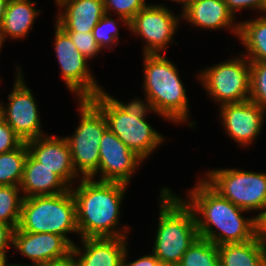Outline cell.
<instances>
[{
  "mask_svg": "<svg viewBox=\"0 0 266 266\" xmlns=\"http://www.w3.org/2000/svg\"><path fill=\"white\" fill-rule=\"evenodd\" d=\"M187 193L182 199L194 212L199 237L220 246L250 241L260 233L256 216L244 217L249 211L222 197L203 178Z\"/></svg>",
  "mask_w": 266,
  "mask_h": 266,
  "instance_id": "obj_1",
  "label": "cell"
},
{
  "mask_svg": "<svg viewBox=\"0 0 266 266\" xmlns=\"http://www.w3.org/2000/svg\"><path fill=\"white\" fill-rule=\"evenodd\" d=\"M128 185L121 182L80 178L71 193L76 204V221L81 238L128 237L129 227L120 230L121 203ZM119 229V230H118Z\"/></svg>",
  "mask_w": 266,
  "mask_h": 266,
  "instance_id": "obj_2",
  "label": "cell"
},
{
  "mask_svg": "<svg viewBox=\"0 0 266 266\" xmlns=\"http://www.w3.org/2000/svg\"><path fill=\"white\" fill-rule=\"evenodd\" d=\"M158 228L152 253L162 264L177 266L199 237L193 210L169 188L160 192Z\"/></svg>",
  "mask_w": 266,
  "mask_h": 266,
  "instance_id": "obj_3",
  "label": "cell"
},
{
  "mask_svg": "<svg viewBox=\"0 0 266 266\" xmlns=\"http://www.w3.org/2000/svg\"><path fill=\"white\" fill-rule=\"evenodd\" d=\"M142 88L156 113L177 124L189 121V101L177 66L164 54H143Z\"/></svg>",
  "mask_w": 266,
  "mask_h": 266,
  "instance_id": "obj_4",
  "label": "cell"
},
{
  "mask_svg": "<svg viewBox=\"0 0 266 266\" xmlns=\"http://www.w3.org/2000/svg\"><path fill=\"white\" fill-rule=\"evenodd\" d=\"M18 228L31 233L63 236L72 246L68 233L79 235L76 204L71 190L55 195L23 198Z\"/></svg>",
  "mask_w": 266,
  "mask_h": 266,
  "instance_id": "obj_5",
  "label": "cell"
},
{
  "mask_svg": "<svg viewBox=\"0 0 266 266\" xmlns=\"http://www.w3.org/2000/svg\"><path fill=\"white\" fill-rule=\"evenodd\" d=\"M90 100L103 112L108 129L143 160L164 141L146 118L127 114L105 91Z\"/></svg>",
  "mask_w": 266,
  "mask_h": 266,
  "instance_id": "obj_6",
  "label": "cell"
},
{
  "mask_svg": "<svg viewBox=\"0 0 266 266\" xmlns=\"http://www.w3.org/2000/svg\"><path fill=\"white\" fill-rule=\"evenodd\" d=\"M80 123L71 136H65L76 173L90 178L99 168V145L108 129L103 112L90 100L78 99Z\"/></svg>",
  "mask_w": 266,
  "mask_h": 266,
  "instance_id": "obj_7",
  "label": "cell"
},
{
  "mask_svg": "<svg viewBox=\"0 0 266 266\" xmlns=\"http://www.w3.org/2000/svg\"><path fill=\"white\" fill-rule=\"evenodd\" d=\"M205 174L203 179L237 207L258 211L259 220L266 214V173L227 168L208 170Z\"/></svg>",
  "mask_w": 266,
  "mask_h": 266,
  "instance_id": "obj_8",
  "label": "cell"
},
{
  "mask_svg": "<svg viewBox=\"0 0 266 266\" xmlns=\"http://www.w3.org/2000/svg\"><path fill=\"white\" fill-rule=\"evenodd\" d=\"M198 76L209 97L219 106L249 100L250 61L243 54L206 67Z\"/></svg>",
  "mask_w": 266,
  "mask_h": 266,
  "instance_id": "obj_9",
  "label": "cell"
},
{
  "mask_svg": "<svg viewBox=\"0 0 266 266\" xmlns=\"http://www.w3.org/2000/svg\"><path fill=\"white\" fill-rule=\"evenodd\" d=\"M54 50L60 65L62 78L77 99H90L104 91L92 75L88 59L73 44L70 36L55 24Z\"/></svg>",
  "mask_w": 266,
  "mask_h": 266,
  "instance_id": "obj_10",
  "label": "cell"
},
{
  "mask_svg": "<svg viewBox=\"0 0 266 266\" xmlns=\"http://www.w3.org/2000/svg\"><path fill=\"white\" fill-rule=\"evenodd\" d=\"M180 16L163 4H148L129 22V30L145 40L143 54H165L179 27ZM162 51V52H161Z\"/></svg>",
  "mask_w": 266,
  "mask_h": 266,
  "instance_id": "obj_11",
  "label": "cell"
},
{
  "mask_svg": "<svg viewBox=\"0 0 266 266\" xmlns=\"http://www.w3.org/2000/svg\"><path fill=\"white\" fill-rule=\"evenodd\" d=\"M17 66L13 90L8 94V105H2V118L24 141L45 136L39 110L32 90L26 85L21 69Z\"/></svg>",
  "mask_w": 266,
  "mask_h": 266,
  "instance_id": "obj_12",
  "label": "cell"
},
{
  "mask_svg": "<svg viewBox=\"0 0 266 266\" xmlns=\"http://www.w3.org/2000/svg\"><path fill=\"white\" fill-rule=\"evenodd\" d=\"M143 159L130 150L113 132L107 129L99 145V168L90 177L98 181L121 182L129 185L133 173L143 163Z\"/></svg>",
  "mask_w": 266,
  "mask_h": 266,
  "instance_id": "obj_13",
  "label": "cell"
},
{
  "mask_svg": "<svg viewBox=\"0 0 266 266\" xmlns=\"http://www.w3.org/2000/svg\"><path fill=\"white\" fill-rule=\"evenodd\" d=\"M219 110L225 133L237 144L247 147L262 132L266 111L251 100L222 104Z\"/></svg>",
  "mask_w": 266,
  "mask_h": 266,
  "instance_id": "obj_14",
  "label": "cell"
},
{
  "mask_svg": "<svg viewBox=\"0 0 266 266\" xmlns=\"http://www.w3.org/2000/svg\"><path fill=\"white\" fill-rule=\"evenodd\" d=\"M17 251L39 266L64 260L71 255L72 245L63 237L53 233H31L18 227L13 233V245Z\"/></svg>",
  "mask_w": 266,
  "mask_h": 266,
  "instance_id": "obj_15",
  "label": "cell"
},
{
  "mask_svg": "<svg viewBox=\"0 0 266 266\" xmlns=\"http://www.w3.org/2000/svg\"><path fill=\"white\" fill-rule=\"evenodd\" d=\"M29 153L42 166L57 174L70 188L74 180L79 179L76 173L69 144L65 137L45 135L26 141ZM77 177V178H76Z\"/></svg>",
  "mask_w": 266,
  "mask_h": 266,
  "instance_id": "obj_16",
  "label": "cell"
},
{
  "mask_svg": "<svg viewBox=\"0 0 266 266\" xmlns=\"http://www.w3.org/2000/svg\"><path fill=\"white\" fill-rule=\"evenodd\" d=\"M127 237L81 238L82 248L72 246L76 266H122ZM82 253V254H81Z\"/></svg>",
  "mask_w": 266,
  "mask_h": 266,
  "instance_id": "obj_17",
  "label": "cell"
},
{
  "mask_svg": "<svg viewBox=\"0 0 266 266\" xmlns=\"http://www.w3.org/2000/svg\"><path fill=\"white\" fill-rule=\"evenodd\" d=\"M181 12V20H187L198 28H229L234 35L239 34L240 23H235V17L224 0H193Z\"/></svg>",
  "mask_w": 266,
  "mask_h": 266,
  "instance_id": "obj_18",
  "label": "cell"
},
{
  "mask_svg": "<svg viewBox=\"0 0 266 266\" xmlns=\"http://www.w3.org/2000/svg\"><path fill=\"white\" fill-rule=\"evenodd\" d=\"M56 5L61 9L56 24L65 32H92L106 14L103 0H60Z\"/></svg>",
  "mask_w": 266,
  "mask_h": 266,
  "instance_id": "obj_19",
  "label": "cell"
},
{
  "mask_svg": "<svg viewBox=\"0 0 266 266\" xmlns=\"http://www.w3.org/2000/svg\"><path fill=\"white\" fill-rule=\"evenodd\" d=\"M19 187L21 193H24L23 198L55 195L70 189L57 174L42 166L30 153L24 163L23 178Z\"/></svg>",
  "mask_w": 266,
  "mask_h": 266,
  "instance_id": "obj_20",
  "label": "cell"
},
{
  "mask_svg": "<svg viewBox=\"0 0 266 266\" xmlns=\"http://www.w3.org/2000/svg\"><path fill=\"white\" fill-rule=\"evenodd\" d=\"M34 5L36 2L30 0H9L0 27V46L3 47L6 37L20 39L28 35L33 28L35 18L40 10Z\"/></svg>",
  "mask_w": 266,
  "mask_h": 266,
  "instance_id": "obj_21",
  "label": "cell"
},
{
  "mask_svg": "<svg viewBox=\"0 0 266 266\" xmlns=\"http://www.w3.org/2000/svg\"><path fill=\"white\" fill-rule=\"evenodd\" d=\"M220 266H266V242L260 233L250 241L218 246Z\"/></svg>",
  "mask_w": 266,
  "mask_h": 266,
  "instance_id": "obj_22",
  "label": "cell"
},
{
  "mask_svg": "<svg viewBox=\"0 0 266 266\" xmlns=\"http://www.w3.org/2000/svg\"><path fill=\"white\" fill-rule=\"evenodd\" d=\"M245 49L249 61L266 62V15L240 22L237 37Z\"/></svg>",
  "mask_w": 266,
  "mask_h": 266,
  "instance_id": "obj_23",
  "label": "cell"
},
{
  "mask_svg": "<svg viewBox=\"0 0 266 266\" xmlns=\"http://www.w3.org/2000/svg\"><path fill=\"white\" fill-rule=\"evenodd\" d=\"M28 153L27 144L23 142L18 148L0 154V185L20 186Z\"/></svg>",
  "mask_w": 266,
  "mask_h": 266,
  "instance_id": "obj_24",
  "label": "cell"
},
{
  "mask_svg": "<svg viewBox=\"0 0 266 266\" xmlns=\"http://www.w3.org/2000/svg\"><path fill=\"white\" fill-rule=\"evenodd\" d=\"M177 266H220L218 246L198 237L184 253Z\"/></svg>",
  "mask_w": 266,
  "mask_h": 266,
  "instance_id": "obj_25",
  "label": "cell"
},
{
  "mask_svg": "<svg viewBox=\"0 0 266 266\" xmlns=\"http://www.w3.org/2000/svg\"><path fill=\"white\" fill-rule=\"evenodd\" d=\"M19 186L0 185V222L16 229L19 225L23 196Z\"/></svg>",
  "mask_w": 266,
  "mask_h": 266,
  "instance_id": "obj_26",
  "label": "cell"
},
{
  "mask_svg": "<svg viewBox=\"0 0 266 266\" xmlns=\"http://www.w3.org/2000/svg\"><path fill=\"white\" fill-rule=\"evenodd\" d=\"M117 19L118 20L115 21V19L111 18V13L105 14L93 28L92 35L101 49L108 47L107 49L111 50L112 45L117 46V40H119V26L116 25V22L121 20L122 23L129 28V23L125 19L121 17Z\"/></svg>",
  "mask_w": 266,
  "mask_h": 266,
  "instance_id": "obj_27",
  "label": "cell"
},
{
  "mask_svg": "<svg viewBox=\"0 0 266 266\" xmlns=\"http://www.w3.org/2000/svg\"><path fill=\"white\" fill-rule=\"evenodd\" d=\"M249 100L266 111V62L250 61Z\"/></svg>",
  "mask_w": 266,
  "mask_h": 266,
  "instance_id": "obj_28",
  "label": "cell"
},
{
  "mask_svg": "<svg viewBox=\"0 0 266 266\" xmlns=\"http://www.w3.org/2000/svg\"><path fill=\"white\" fill-rule=\"evenodd\" d=\"M105 13L113 11L118 17L125 19L128 23L144 7L146 0H103Z\"/></svg>",
  "mask_w": 266,
  "mask_h": 266,
  "instance_id": "obj_29",
  "label": "cell"
},
{
  "mask_svg": "<svg viewBox=\"0 0 266 266\" xmlns=\"http://www.w3.org/2000/svg\"><path fill=\"white\" fill-rule=\"evenodd\" d=\"M78 51L85 56L88 60L99 55L101 48L97 44L92 35V32H66Z\"/></svg>",
  "mask_w": 266,
  "mask_h": 266,
  "instance_id": "obj_30",
  "label": "cell"
},
{
  "mask_svg": "<svg viewBox=\"0 0 266 266\" xmlns=\"http://www.w3.org/2000/svg\"><path fill=\"white\" fill-rule=\"evenodd\" d=\"M127 114H135L140 118H146L147 114L151 112L156 113L152 101L145 95V101L139 98L132 99L129 103H123L118 99L113 98L107 93Z\"/></svg>",
  "mask_w": 266,
  "mask_h": 266,
  "instance_id": "obj_31",
  "label": "cell"
},
{
  "mask_svg": "<svg viewBox=\"0 0 266 266\" xmlns=\"http://www.w3.org/2000/svg\"><path fill=\"white\" fill-rule=\"evenodd\" d=\"M23 142L4 119H0V154L18 148Z\"/></svg>",
  "mask_w": 266,
  "mask_h": 266,
  "instance_id": "obj_32",
  "label": "cell"
},
{
  "mask_svg": "<svg viewBox=\"0 0 266 266\" xmlns=\"http://www.w3.org/2000/svg\"><path fill=\"white\" fill-rule=\"evenodd\" d=\"M224 2L227 4L229 11L234 15V17L236 15L235 12L246 8L264 12L265 0H224Z\"/></svg>",
  "mask_w": 266,
  "mask_h": 266,
  "instance_id": "obj_33",
  "label": "cell"
},
{
  "mask_svg": "<svg viewBox=\"0 0 266 266\" xmlns=\"http://www.w3.org/2000/svg\"><path fill=\"white\" fill-rule=\"evenodd\" d=\"M14 228L11 225L0 222V259L8 260L7 249L13 246Z\"/></svg>",
  "mask_w": 266,
  "mask_h": 266,
  "instance_id": "obj_34",
  "label": "cell"
},
{
  "mask_svg": "<svg viewBox=\"0 0 266 266\" xmlns=\"http://www.w3.org/2000/svg\"><path fill=\"white\" fill-rule=\"evenodd\" d=\"M127 249L128 247L126 248L124 255H123L122 266H168V265L162 264L153 253L149 255L141 256L140 258L134 261L128 262L127 261V257H128Z\"/></svg>",
  "mask_w": 266,
  "mask_h": 266,
  "instance_id": "obj_35",
  "label": "cell"
},
{
  "mask_svg": "<svg viewBox=\"0 0 266 266\" xmlns=\"http://www.w3.org/2000/svg\"><path fill=\"white\" fill-rule=\"evenodd\" d=\"M39 266H76L74 258L70 255L68 258L56 262H49Z\"/></svg>",
  "mask_w": 266,
  "mask_h": 266,
  "instance_id": "obj_36",
  "label": "cell"
},
{
  "mask_svg": "<svg viewBox=\"0 0 266 266\" xmlns=\"http://www.w3.org/2000/svg\"><path fill=\"white\" fill-rule=\"evenodd\" d=\"M260 223V235L266 242V214L259 220Z\"/></svg>",
  "mask_w": 266,
  "mask_h": 266,
  "instance_id": "obj_37",
  "label": "cell"
},
{
  "mask_svg": "<svg viewBox=\"0 0 266 266\" xmlns=\"http://www.w3.org/2000/svg\"><path fill=\"white\" fill-rule=\"evenodd\" d=\"M9 0H0V27L3 22L4 14Z\"/></svg>",
  "mask_w": 266,
  "mask_h": 266,
  "instance_id": "obj_38",
  "label": "cell"
},
{
  "mask_svg": "<svg viewBox=\"0 0 266 266\" xmlns=\"http://www.w3.org/2000/svg\"><path fill=\"white\" fill-rule=\"evenodd\" d=\"M172 1L182 4V6H181L182 9L181 10H183L193 0H172Z\"/></svg>",
  "mask_w": 266,
  "mask_h": 266,
  "instance_id": "obj_39",
  "label": "cell"
},
{
  "mask_svg": "<svg viewBox=\"0 0 266 266\" xmlns=\"http://www.w3.org/2000/svg\"><path fill=\"white\" fill-rule=\"evenodd\" d=\"M7 265H8L7 260L0 259V266H7Z\"/></svg>",
  "mask_w": 266,
  "mask_h": 266,
  "instance_id": "obj_40",
  "label": "cell"
},
{
  "mask_svg": "<svg viewBox=\"0 0 266 266\" xmlns=\"http://www.w3.org/2000/svg\"><path fill=\"white\" fill-rule=\"evenodd\" d=\"M7 266H29V265H26V264H24V265H22V264H8Z\"/></svg>",
  "mask_w": 266,
  "mask_h": 266,
  "instance_id": "obj_41",
  "label": "cell"
},
{
  "mask_svg": "<svg viewBox=\"0 0 266 266\" xmlns=\"http://www.w3.org/2000/svg\"><path fill=\"white\" fill-rule=\"evenodd\" d=\"M2 103L0 102V119H2Z\"/></svg>",
  "mask_w": 266,
  "mask_h": 266,
  "instance_id": "obj_42",
  "label": "cell"
},
{
  "mask_svg": "<svg viewBox=\"0 0 266 266\" xmlns=\"http://www.w3.org/2000/svg\"><path fill=\"white\" fill-rule=\"evenodd\" d=\"M263 14L266 15V0H265V2H264V13H263Z\"/></svg>",
  "mask_w": 266,
  "mask_h": 266,
  "instance_id": "obj_43",
  "label": "cell"
}]
</instances>
